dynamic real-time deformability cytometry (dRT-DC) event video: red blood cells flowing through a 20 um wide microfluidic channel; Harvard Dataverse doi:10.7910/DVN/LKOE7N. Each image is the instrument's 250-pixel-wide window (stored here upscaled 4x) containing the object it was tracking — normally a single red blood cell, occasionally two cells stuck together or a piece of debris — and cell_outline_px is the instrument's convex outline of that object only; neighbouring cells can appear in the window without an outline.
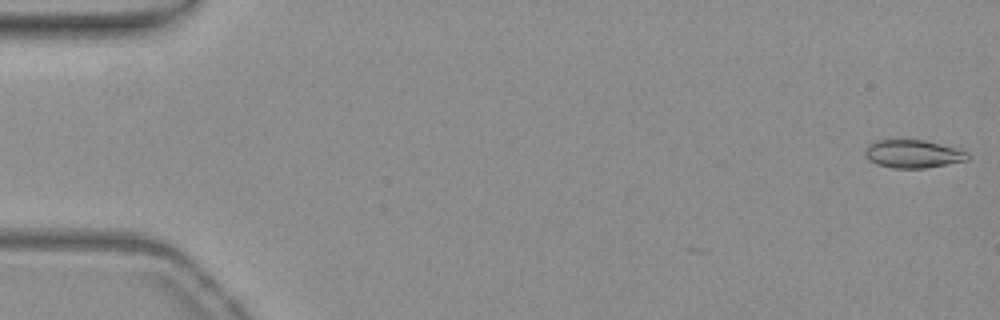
{"species": "common noctule bat (a hibernating species)", "species_latin": "Nyctalus noctula", "temperature_condition": "warm", "stored_images_in_passage": 8, "camera_frame_rate_fps": 3000, "um_per_image_px": 0.085, "animal": {"sex": "female", "body_mass_g": 19.3, "forearm_length_mm": 54.1}, "frame": {"image": 1, "passage_image": 1, "time_ms": 0.0, "image_size_px": [1000, 320], "cell_outline_px": [[972, 156], [968, 160], [924, 168], [892, 168], [876, 164], [868, 160], [864, 156], [864, 148], [872, 140], [924, 140], [968, 152]], "centroid_in_image_um": [77.54, 13.08], "position_along_channel_um": 7.5, "area_um2": 16.88}}